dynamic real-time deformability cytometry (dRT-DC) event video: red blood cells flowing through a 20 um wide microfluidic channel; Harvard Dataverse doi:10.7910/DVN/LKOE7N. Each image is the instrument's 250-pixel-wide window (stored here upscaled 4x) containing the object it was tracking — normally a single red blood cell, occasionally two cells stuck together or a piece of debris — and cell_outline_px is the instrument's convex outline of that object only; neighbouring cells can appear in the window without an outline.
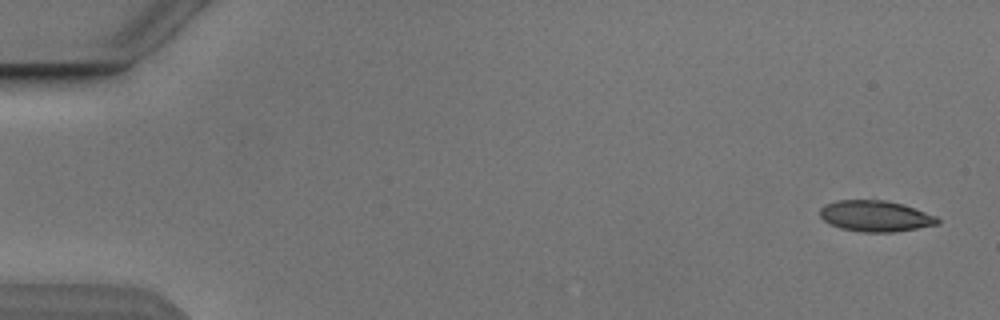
{"species": "Egyptian fruit bat (a non-hibernating species)", "species_latin": "Rousettus aegyptiacus", "temperature_condition": "cold", "stored_images_in_passage": 5, "camera_frame_rate_fps": 3000, "um_per_image_px": 0.085, "animal": {"sex": "male"}, "frame": {"image": 1, "passage_image": 1, "time_ms": 0.0, "image_size_px": [1000, 320], "cell_outline_px": [[940, 224], [892, 232], [864, 232], [840, 228], [824, 220], [820, 216], [820, 208], [824, 204], [836, 200], [884, 200], [904, 204], [936, 216], [940, 220]], "centroid_in_image_um": [74.41, 18.35], "position_along_channel_um": 10.6, "area_um2": 21.21}}